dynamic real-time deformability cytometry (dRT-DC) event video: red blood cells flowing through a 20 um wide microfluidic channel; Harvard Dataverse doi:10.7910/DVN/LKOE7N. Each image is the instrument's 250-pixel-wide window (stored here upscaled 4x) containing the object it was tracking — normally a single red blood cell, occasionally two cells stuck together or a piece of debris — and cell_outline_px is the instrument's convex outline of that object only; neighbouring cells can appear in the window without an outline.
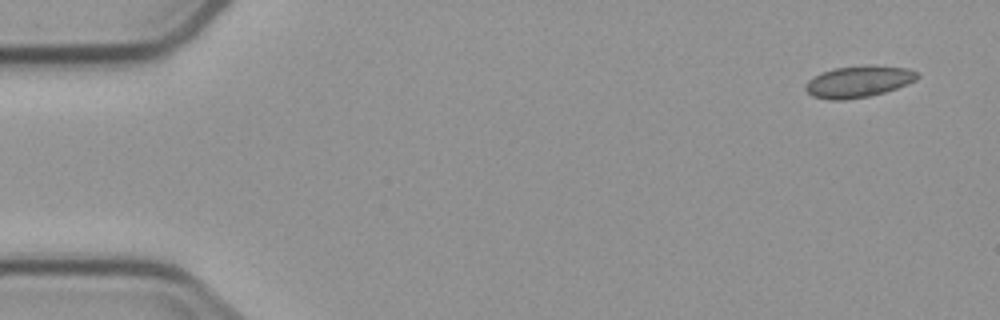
{"species": "common noctule bat (a hibernating species)", "species_latin": "Nyctalus noctula", "temperature_condition": "cold", "stored_images_in_passage": 5, "camera_frame_rate_fps": 3000, "um_per_image_px": 0.085, "animal": {"sex": "male", "body_mass_g": 23.1, "forearm_length_mm": 52.7}, "frame": {"image": 1, "passage_image": 1, "time_ms": 0.0, "image_size_px": [1000, 320], "cell_outline_px": [[920, 76], [916, 80], [908, 84], [884, 92], [868, 96], [844, 100], [828, 100], [812, 96], [804, 88], [804, 84], [808, 80], [824, 72], [836, 68], [908, 68], [916, 72]], "centroid_in_image_um": [72.93, 7.0], "position_along_channel_um": 12.1, "area_um2": 19.54}}